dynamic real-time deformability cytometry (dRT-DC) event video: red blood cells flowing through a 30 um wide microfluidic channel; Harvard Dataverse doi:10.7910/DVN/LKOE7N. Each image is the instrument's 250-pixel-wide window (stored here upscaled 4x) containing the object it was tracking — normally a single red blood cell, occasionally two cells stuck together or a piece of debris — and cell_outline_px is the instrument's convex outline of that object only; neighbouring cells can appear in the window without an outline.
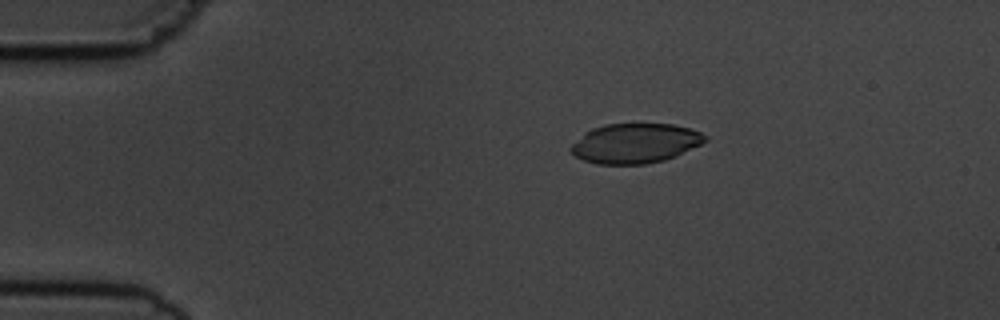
{"species": "common noctule bat (a hibernating species)", "species_latin": "Nyctalus noctula", "temperature_condition": "cold", "stored_images_in_passage": 3, "camera_frame_rate_fps": 3000, "um_per_image_px": 0.085, "animal": {"sex": "male", "body_mass_g": 19.5, "forearm_length_mm": 54.6}, "frame": {"image": 1, "passage_image": 1, "time_ms": 0.0, "image_size_px": [1000, 320], "cell_outline_px": [[708, 140], [676, 156], [664, 160], [644, 164], [596, 164], [584, 160], [576, 156], [568, 148], [584, 132], [592, 128], [604, 124], [672, 124], [692, 128], [708, 136]], "centroid_in_image_um": [53.99, 12.17], "position_along_channel_um": 31.0, "area_um2": 31.15}}